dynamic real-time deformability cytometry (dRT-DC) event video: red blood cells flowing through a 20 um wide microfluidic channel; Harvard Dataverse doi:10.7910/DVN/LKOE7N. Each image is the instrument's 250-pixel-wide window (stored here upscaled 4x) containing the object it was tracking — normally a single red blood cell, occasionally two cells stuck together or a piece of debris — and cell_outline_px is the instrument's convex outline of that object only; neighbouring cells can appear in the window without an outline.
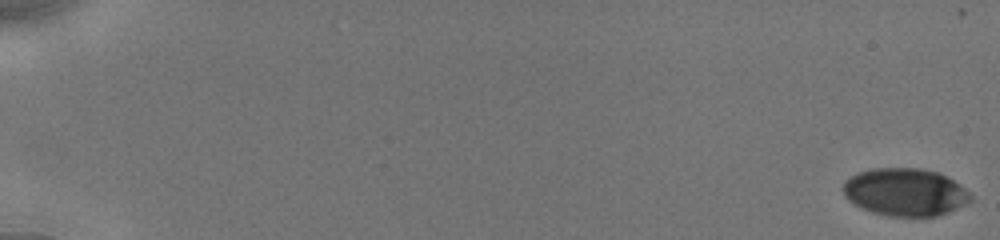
{"species": "human", "species_latin": "Homo sapiens", "temperature_condition": "cold", "stored_images_in_passage": 78, "camera_frame_rate_fps": 3000, "um_per_image_px": 0.085, "donor": {"sex": "male"}, "frame": {"image": 1, "passage_image": 1, "time_ms": 0.0, "image_size_px": [1000, 240], "cell_outline_px": [[972, 200], [948, 212], [936, 216], [888, 216], [872, 212], [860, 208], [848, 200], [844, 196], [844, 180], [856, 172], [872, 168], [920, 168], [940, 172], [960, 184], [972, 196]], "centroid_in_image_um": [76.91, 16.32], "position_along_channel_um": 8.1, "area_um2": 35.6}}
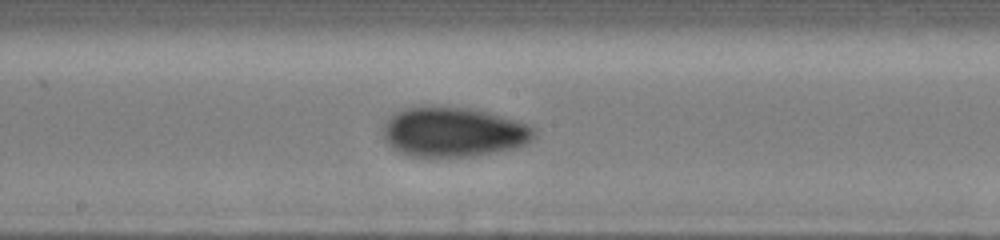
{"frame": {"image": 2, "passage_image": 40, "time_ms": 10.333, "image_size_px": [1000, 240], "cell_outline_px": [[536, 136], [528, 144], [516, 148], [476, 156], [408, 156], [400, 152], [384, 136], [384, 124], [396, 112], [404, 108], [420, 104], [424, 104], [468, 108], [488, 112], [536, 128]], "centroid_in_image_um": [38.57, 11.2], "position_along_channel_um": 209.6, "area_um2": 43.81}}
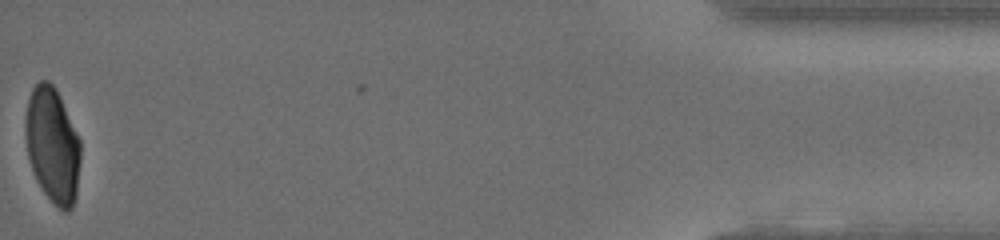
{"frame": {"image": 3, "passage_image": 78, "time_ms": 18.0, "image_size_px": [1000, 240], "cell_outline_px": [[80, 160], [76, 196], [72, 208], [68, 212], [64, 212], [44, 192], [36, 180], [28, 156], [24, 132], [24, 120], [28, 100], [32, 88], [40, 80], [48, 80], [56, 88], [60, 96], [80, 140]], "centroid_in_image_um": [4.45, 12.31], "position_along_channel_um": 430.7, "area_um2": 37.05}, "authors_computed_cell_mechanics": {"area_um2": 39.9976, "velocity_mm_per_s": 3.9215, "shape_relaxation_time_tau1_ms": 3.2051, "shape_relaxation_time_tau2_ms": 1.6046, "deformation_change_tau1": 0.112, "deformation_change_tau2": 0.0548}}